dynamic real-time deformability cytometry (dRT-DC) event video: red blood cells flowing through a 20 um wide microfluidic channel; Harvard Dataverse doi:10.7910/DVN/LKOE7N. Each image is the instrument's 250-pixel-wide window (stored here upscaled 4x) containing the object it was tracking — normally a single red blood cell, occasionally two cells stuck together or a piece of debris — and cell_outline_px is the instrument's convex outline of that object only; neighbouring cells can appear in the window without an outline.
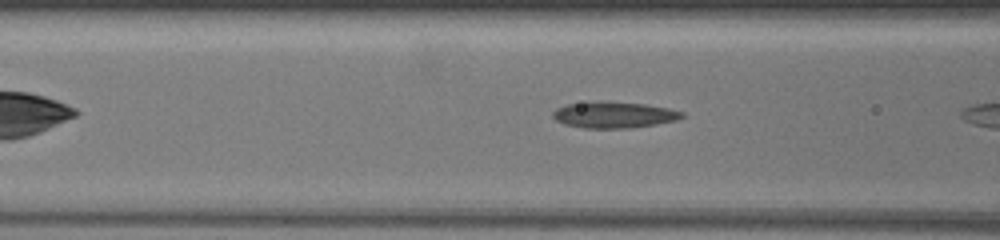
{"species": "common noctule bat (a hibernating species)", "species_latin": "Nyctalus noctula", "temperature_condition": "warm", "stored_images_in_passage": 8, "camera_frame_rate_fps": 3000, "um_per_image_px": 0.085, "animal": {"sex": "female", "body_mass_g": 19.5, "forearm_length_mm": 54.1}, "frame": {"image": 1, "passage_image": 7, "time_ms": 2.0, "image_size_px": [1000, 240], "cell_outline_px": [[684, 116], [676, 120], [656, 124], [628, 128], [584, 128], [564, 124], [556, 120], [552, 116], [552, 112], [556, 108], [568, 104], [588, 100], [608, 100], [644, 104], [668, 108], [684, 112]], "centroid_in_image_um": [52.14, 9.73], "position_along_channel_um": 114.5, "area_um2": 20.11}}